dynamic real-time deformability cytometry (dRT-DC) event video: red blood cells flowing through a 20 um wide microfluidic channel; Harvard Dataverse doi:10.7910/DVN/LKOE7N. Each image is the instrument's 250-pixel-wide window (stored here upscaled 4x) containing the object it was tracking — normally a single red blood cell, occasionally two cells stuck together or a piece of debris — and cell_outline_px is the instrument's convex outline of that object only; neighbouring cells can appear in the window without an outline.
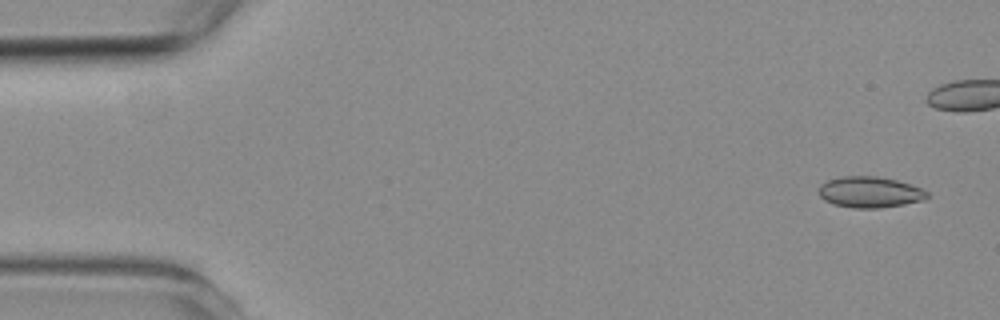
{"species": "common noctule bat (a hibernating species)", "species_latin": "Nyctalus noctula", "temperature_condition": "room temperature", "stored_images_in_passage": 4, "camera_frame_rate_fps": 3000, "um_per_image_px": 0.085, "animal": {"sex": "female", "body_mass_g": 19.3, "forearm_length_mm": 54.1}, "frame": {"image": 1, "passage_image": 1, "time_ms": 0.0, "image_size_px": [1000, 320], "cell_outline_px": [[928, 196], [924, 200], [904, 204], [876, 208], [852, 208], [832, 204], [824, 200], [820, 196], [820, 184], [828, 180], [844, 176], [876, 176], [896, 180], [920, 188], [928, 192]], "centroid_in_image_um": [73.91, 16.33], "position_along_channel_um": 11.1, "area_um2": 19.42}}